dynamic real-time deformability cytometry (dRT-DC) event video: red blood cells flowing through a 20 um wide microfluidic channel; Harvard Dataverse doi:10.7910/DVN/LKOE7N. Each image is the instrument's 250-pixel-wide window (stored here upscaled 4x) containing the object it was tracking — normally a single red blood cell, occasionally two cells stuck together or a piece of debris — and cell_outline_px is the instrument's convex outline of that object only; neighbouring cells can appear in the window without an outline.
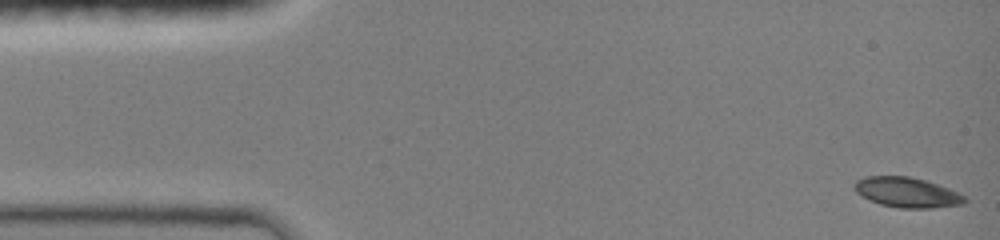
{"species": "common noctule bat (a hibernating species)", "species_latin": "Nyctalus noctula", "temperature_condition": "room temperature", "stored_images_in_passage": 10, "camera_frame_rate_fps": 3000, "um_per_image_px": 0.085, "animal": {"sex": "female", "body_mass_g": 19.0, "forearm_length_mm": 51.5}, "frame": {"image": 1, "passage_image": 1, "time_ms": 0.0, "image_size_px": [1000, 240], "cell_outline_px": [[968, 200], [964, 204], [928, 208], [900, 208], [880, 204], [856, 192], [856, 180], [868, 176], [908, 176], [924, 180], [936, 184], [956, 192], [964, 196]], "centroid_in_image_um": [77.11, 16.36], "position_along_channel_um": 7.9, "area_um2": 18.84}}
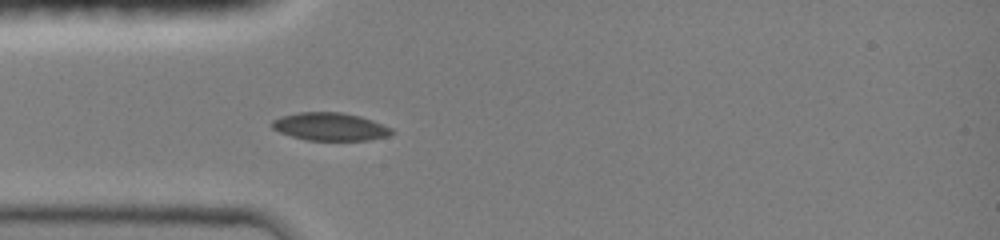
{"frame": {"image": 2, "passage_image": 10, "time_ms": 4.0, "image_size_px": [1000, 240], "cell_outline_px": [[396, 132], [388, 136], [368, 140], [308, 140], [292, 136], [280, 132], [272, 128], [272, 120], [280, 116], [296, 112], [340, 112], [360, 116], [372, 120], [392, 128]], "centroid_in_image_um": [28.07, 10.76], "position_along_channel_um": 56.9, "area_um2": 19.48}}